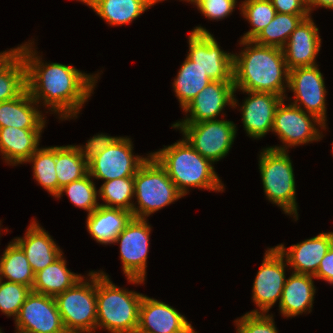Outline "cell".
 I'll use <instances>...</instances> for the list:
<instances>
[{
	"mask_svg": "<svg viewBox=\"0 0 333 333\" xmlns=\"http://www.w3.org/2000/svg\"><path fill=\"white\" fill-rule=\"evenodd\" d=\"M131 138L118 137L102 153L88 162V173L93 179L105 181L134 177L141 165L149 158L134 155Z\"/></svg>",
	"mask_w": 333,
	"mask_h": 333,
	"instance_id": "7c38bea8",
	"label": "cell"
},
{
	"mask_svg": "<svg viewBox=\"0 0 333 333\" xmlns=\"http://www.w3.org/2000/svg\"><path fill=\"white\" fill-rule=\"evenodd\" d=\"M91 178V175L88 173L83 178L63 186L55 198L59 199L63 196V193H66L72 204L84 209L88 212L87 215H89L100 204L97 202V196H99L98 190H96L95 183Z\"/></svg>",
	"mask_w": 333,
	"mask_h": 333,
	"instance_id": "d590c367",
	"label": "cell"
},
{
	"mask_svg": "<svg viewBox=\"0 0 333 333\" xmlns=\"http://www.w3.org/2000/svg\"><path fill=\"white\" fill-rule=\"evenodd\" d=\"M310 15L276 13L272 21L253 40L256 44L283 48L299 23Z\"/></svg>",
	"mask_w": 333,
	"mask_h": 333,
	"instance_id": "1f68e13d",
	"label": "cell"
},
{
	"mask_svg": "<svg viewBox=\"0 0 333 333\" xmlns=\"http://www.w3.org/2000/svg\"><path fill=\"white\" fill-rule=\"evenodd\" d=\"M243 50L233 53V84L236 91L268 92L287 100L289 69L281 48L240 40ZM285 83V84H284Z\"/></svg>",
	"mask_w": 333,
	"mask_h": 333,
	"instance_id": "7a4b0ae2",
	"label": "cell"
},
{
	"mask_svg": "<svg viewBox=\"0 0 333 333\" xmlns=\"http://www.w3.org/2000/svg\"><path fill=\"white\" fill-rule=\"evenodd\" d=\"M43 129L0 128V153L8 164L25 163L39 148Z\"/></svg>",
	"mask_w": 333,
	"mask_h": 333,
	"instance_id": "cb8c5ba5",
	"label": "cell"
},
{
	"mask_svg": "<svg viewBox=\"0 0 333 333\" xmlns=\"http://www.w3.org/2000/svg\"><path fill=\"white\" fill-rule=\"evenodd\" d=\"M186 333H197V332L194 330V328L192 326Z\"/></svg>",
	"mask_w": 333,
	"mask_h": 333,
	"instance_id": "ee69618b",
	"label": "cell"
},
{
	"mask_svg": "<svg viewBox=\"0 0 333 333\" xmlns=\"http://www.w3.org/2000/svg\"><path fill=\"white\" fill-rule=\"evenodd\" d=\"M132 216L147 219L152 213L184 197L170 179L166 169L151 154L134 176Z\"/></svg>",
	"mask_w": 333,
	"mask_h": 333,
	"instance_id": "5b68a950",
	"label": "cell"
},
{
	"mask_svg": "<svg viewBox=\"0 0 333 333\" xmlns=\"http://www.w3.org/2000/svg\"><path fill=\"white\" fill-rule=\"evenodd\" d=\"M284 101L285 99L280 102L275 111L272 127V132L276 133L283 146H270L269 148L288 151V148L292 146L320 141L324 135L315 126L318 125L323 129V122L315 115L307 113L291 103L285 105Z\"/></svg>",
	"mask_w": 333,
	"mask_h": 333,
	"instance_id": "30bf717a",
	"label": "cell"
},
{
	"mask_svg": "<svg viewBox=\"0 0 333 333\" xmlns=\"http://www.w3.org/2000/svg\"><path fill=\"white\" fill-rule=\"evenodd\" d=\"M259 169L267 199L297 221L295 175L288 151L269 147L262 149L259 155Z\"/></svg>",
	"mask_w": 333,
	"mask_h": 333,
	"instance_id": "8992f818",
	"label": "cell"
},
{
	"mask_svg": "<svg viewBox=\"0 0 333 333\" xmlns=\"http://www.w3.org/2000/svg\"><path fill=\"white\" fill-rule=\"evenodd\" d=\"M132 217L130 211L99 205L87 215L86 227L97 243L113 244L117 235L124 230Z\"/></svg>",
	"mask_w": 333,
	"mask_h": 333,
	"instance_id": "d4e9b609",
	"label": "cell"
},
{
	"mask_svg": "<svg viewBox=\"0 0 333 333\" xmlns=\"http://www.w3.org/2000/svg\"><path fill=\"white\" fill-rule=\"evenodd\" d=\"M0 279V311L14 320L32 289L20 283Z\"/></svg>",
	"mask_w": 333,
	"mask_h": 333,
	"instance_id": "8d00e7d4",
	"label": "cell"
},
{
	"mask_svg": "<svg viewBox=\"0 0 333 333\" xmlns=\"http://www.w3.org/2000/svg\"><path fill=\"white\" fill-rule=\"evenodd\" d=\"M187 58L200 67L212 81H233V53L221 50L215 37L202 26L188 36Z\"/></svg>",
	"mask_w": 333,
	"mask_h": 333,
	"instance_id": "8fae6325",
	"label": "cell"
},
{
	"mask_svg": "<svg viewBox=\"0 0 333 333\" xmlns=\"http://www.w3.org/2000/svg\"><path fill=\"white\" fill-rule=\"evenodd\" d=\"M18 333H67L55 297L31 291L15 319Z\"/></svg>",
	"mask_w": 333,
	"mask_h": 333,
	"instance_id": "9a60e30c",
	"label": "cell"
},
{
	"mask_svg": "<svg viewBox=\"0 0 333 333\" xmlns=\"http://www.w3.org/2000/svg\"><path fill=\"white\" fill-rule=\"evenodd\" d=\"M262 264L257 271L253 287L252 300L258 309L247 313H266L282 296L286 282L285 268L288 263L277 247L267 248Z\"/></svg>",
	"mask_w": 333,
	"mask_h": 333,
	"instance_id": "4fadbf2b",
	"label": "cell"
},
{
	"mask_svg": "<svg viewBox=\"0 0 333 333\" xmlns=\"http://www.w3.org/2000/svg\"><path fill=\"white\" fill-rule=\"evenodd\" d=\"M242 92L249 95L240 107L243 128L250 138H263L272 131L275 111L284 98L268 92Z\"/></svg>",
	"mask_w": 333,
	"mask_h": 333,
	"instance_id": "ac0fdd59",
	"label": "cell"
},
{
	"mask_svg": "<svg viewBox=\"0 0 333 333\" xmlns=\"http://www.w3.org/2000/svg\"><path fill=\"white\" fill-rule=\"evenodd\" d=\"M151 229L147 219L132 217L114 240L120 245L123 273L131 284L145 281Z\"/></svg>",
	"mask_w": 333,
	"mask_h": 333,
	"instance_id": "9c48e42d",
	"label": "cell"
},
{
	"mask_svg": "<svg viewBox=\"0 0 333 333\" xmlns=\"http://www.w3.org/2000/svg\"><path fill=\"white\" fill-rule=\"evenodd\" d=\"M239 318L234 321L236 333H278L272 314L245 313Z\"/></svg>",
	"mask_w": 333,
	"mask_h": 333,
	"instance_id": "74e56055",
	"label": "cell"
},
{
	"mask_svg": "<svg viewBox=\"0 0 333 333\" xmlns=\"http://www.w3.org/2000/svg\"><path fill=\"white\" fill-rule=\"evenodd\" d=\"M180 1H207V0H180Z\"/></svg>",
	"mask_w": 333,
	"mask_h": 333,
	"instance_id": "f6af8a7d",
	"label": "cell"
},
{
	"mask_svg": "<svg viewBox=\"0 0 333 333\" xmlns=\"http://www.w3.org/2000/svg\"><path fill=\"white\" fill-rule=\"evenodd\" d=\"M38 107L27 88L18 97L0 102V128L44 129L47 122Z\"/></svg>",
	"mask_w": 333,
	"mask_h": 333,
	"instance_id": "7402d4cb",
	"label": "cell"
},
{
	"mask_svg": "<svg viewBox=\"0 0 333 333\" xmlns=\"http://www.w3.org/2000/svg\"><path fill=\"white\" fill-rule=\"evenodd\" d=\"M63 254L47 267L35 274L32 291L56 297L73 287L83 278L81 274L71 272L66 265Z\"/></svg>",
	"mask_w": 333,
	"mask_h": 333,
	"instance_id": "83f0119b",
	"label": "cell"
},
{
	"mask_svg": "<svg viewBox=\"0 0 333 333\" xmlns=\"http://www.w3.org/2000/svg\"><path fill=\"white\" fill-rule=\"evenodd\" d=\"M294 92L291 104L303 111L315 115L326 129V88L323 74L314 66L296 67L289 70L288 88ZM303 106V107H302Z\"/></svg>",
	"mask_w": 333,
	"mask_h": 333,
	"instance_id": "5bb4252c",
	"label": "cell"
},
{
	"mask_svg": "<svg viewBox=\"0 0 333 333\" xmlns=\"http://www.w3.org/2000/svg\"><path fill=\"white\" fill-rule=\"evenodd\" d=\"M77 1H80V2H82V3H86V2H88L89 0H77Z\"/></svg>",
	"mask_w": 333,
	"mask_h": 333,
	"instance_id": "bcb514c9",
	"label": "cell"
},
{
	"mask_svg": "<svg viewBox=\"0 0 333 333\" xmlns=\"http://www.w3.org/2000/svg\"><path fill=\"white\" fill-rule=\"evenodd\" d=\"M176 76L172 87L182 110L212 81L206 72L187 57Z\"/></svg>",
	"mask_w": 333,
	"mask_h": 333,
	"instance_id": "f546056e",
	"label": "cell"
},
{
	"mask_svg": "<svg viewBox=\"0 0 333 333\" xmlns=\"http://www.w3.org/2000/svg\"><path fill=\"white\" fill-rule=\"evenodd\" d=\"M32 163L33 177L54 197L58 194V179L55 170V146L38 148L25 163Z\"/></svg>",
	"mask_w": 333,
	"mask_h": 333,
	"instance_id": "d6a6232c",
	"label": "cell"
},
{
	"mask_svg": "<svg viewBox=\"0 0 333 333\" xmlns=\"http://www.w3.org/2000/svg\"><path fill=\"white\" fill-rule=\"evenodd\" d=\"M196 5L197 9L210 20H221L227 18L234 11L237 0H207L187 1Z\"/></svg>",
	"mask_w": 333,
	"mask_h": 333,
	"instance_id": "f35d334b",
	"label": "cell"
},
{
	"mask_svg": "<svg viewBox=\"0 0 333 333\" xmlns=\"http://www.w3.org/2000/svg\"><path fill=\"white\" fill-rule=\"evenodd\" d=\"M320 48L319 28L310 15L299 23L282 48L288 69L317 65Z\"/></svg>",
	"mask_w": 333,
	"mask_h": 333,
	"instance_id": "d6986e66",
	"label": "cell"
},
{
	"mask_svg": "<svg viewBox=\"0 0 333 333\" xmlns=\"http://www.w3.org/2000/svg\"><path fill=\"white\" fill-rule=\"evenodd\" d=\"M333 244V232L319 233L285 248L284 244L277 245V249L286 258L290 271L315 276L322 258Z\"/></svg>",
	"mask_w": 333,
	"mask_h": 333,
	"instance_id": "ffe728a7",
	"label": "cell"
},
{
	"mask_svg": "<svg viewBox=\"0 0 333 333\" xmlns=\"http://www.w3.org/2000/svg\"><path fill=\"white\" fill-rule=\"evenodd\" d=\"M313 279L314 276L295 272L286 279L279 303L280 313L284 317L292 318L312 311L316 293Z\"/></svg>",
	"mask_w": 333,
	"mask_h": 333,
	"instance_id": "603a6c76",
	"label": "cell"
},
{
	"mask_svg": "<svg viewBox=\"0 0 333 333\" xmlns=\"http://www.w3.org/2000/svg\"><path fill=\"white\" fill-rule=\"evenodd\" d=\"M277 13L310 15L305 0H270Z\"/></svg>",
	"mask_w": 333,
	"mask_h": 333,
	"instance_id": "60d3db41",
	"label": "cell"
},
{
	"mask_svg": "<svg viewBox=\"0 0 333 333\" xmlns=\"http://www.w3.org/2000/svg\"><path fill=\"white\" fill-rule=\"evenodd\" d=\"M161 0H89L85 4L92 8L111 26L130 24L150 7Z\"/></svg>",
	"mask_w": 333,
	"mask_h": 333,
	"instance_id": "484cf974",
	"label": "cell"
},
{
	"mask_svg": "<svg viewBox=\"0 0 333 333\" xmlns=\"http://www.w3.org/2000/svg\"><path fill=\"white\" fill-rule=\"evenodd\" d=\"M13 240L22 248L34 274L63 254L51 235L35 219L28 226L24 237Z\"/></svg>",
	"mask_w": 333,
	"mask_h": 333,
	"instance_id": "44dd1931",
	"label": "cell"
},
{
	"mask_svg": "<svg viewBox=\"0 0 333 333\" xmlns=\"http://www.w3.org/2000/svg\"><path fill=\"white\" fill-rule=\"evenodd\" d=\"M241 2L240 14L252 26V29L244 33L241 40H254L272 21L277 12L270 0H244Z\"/></svg>",
	"mask_w": 333,
	"mask_h": 333,
	"instance_id": "e575fe53",
	"label": "cell"
},
{
	"mask_svg": "<svg viewBox=\"0 0 333 333\" xmlns=\"http://www.w3.org/2000/svg\"><path fill=\"white\" fill-rule=\"evenodd\" d=\"M118 137H112L107 134H97L90 138L85 146L77 145L82 157L89 162L91 159L96 157L98 154L102 153L107 147H109L112 142H114Z\"/></svg>",
	"mask_w": 333,
	"mask_h": 333,
	"instance_id": "ab89813d",
	"label": "cell"
},
{
	"mask_svg": "<svg viewBox=\"0 0 333 333\" xmlns=\"http://www.w3.org/2000/svg\"><path fill=\"white\" fill-rule=\"evenodd\" d=\"M98 195L105 202L99 205L132 212V207L135 205L132 202L134 197V177L105 181L98 190Z\"/></svg>",
	"mask_w": 333,
	"mask_h": 333,
	"instance_id": "836d02e7",
	"label": "cell"
},
{
	"mask_svg": "<svg viewBox=\"0 0 333 333\" xmlns=\"http://www.w3.org/2000/svg\"><path fill=\"white\" fill-rule=\"evenodd\" d=\"M237 124L229 120H205L198 123H174L186 141L204 158L213 164L230 151L236 134Z\"/></svg>",
	"mask_w": 333,
	"mask_h": 333,
	"instance_id": "ba28073f",
	"label": "cell"
},
{
	"mask_svg": "<svg viewBox=\"0 0 333 333\" xmlns=\"http://www.w3.org/2000/svg\"><path fill=\"white\" fill-rule=\"evenodd\" d=\"M0 257V279L20 283L32 289L35 274L22 248L14 241L8 243Z\"/></svg>",
	"mask_w": 333,
	"mask_h": 333,
	"instance_id": "f1b7e54d",
	"label": "cell"
},
{
	"mask_svg": "<svg viewBox=\"0 0 333 333\" xmlns=\"http://www.w3.org/2000/svg\"><path fill=\"white\" fill-rule=\"evenodd\" d=\"M314 278L324 280L333 285V244L322 258Z\"/></svg>",
	"mask_w": 333,
	"mask_h": 333,
	"instance_id": "b9f144b4",
	"label": "cell"
},
{
	"mask_svg": "<svg viewBox=\"0 0 333 333\" xmlns=\"http://www.w3.org/2000/svg\"><path fill=\"white\" fill-rule=\"evenodd\" d=\"M191 327L186 317L169 304L143 296L136 333H186Z\"/></svg>",
	"mask_w": 333,
	"mask_h": 333,
	"instance_id": "e0dca14e",
	"label": "cell"
},
{
	"mask_svg": "<svg viewBox=\"0 0 333 333\" xmlns=\"http://www.w3.org/2000/svg\"><path fill=\"white\" fill-rule=\"evenodd\" d=\"M73 287L55 297L67 333L97 330L96 271H90ZM86 278V279H84Z\"/></svg>",
	"mask_w": 333,
	"mask_h": 333,
	"instance_id": "52a82bcc",
	"label": "cell"
},
{
	"mask_svg": "<svg viewBox=\"0 0 333 333\" xmlns=\"http://www.w3.org/2000/svg\"><path fill=\"white\" fill-rule=\"evenodd\" d=\"M26 86V65L17 48L0 53V102L18 97Z\"/></svg>",
	"mask_w": 333,
	"mask_h": 333,
	"instance_id": "4316f807",
	"label": "cell"
},
{
	"mask_svg": "<svg viewBox=\"0 0 333 333\" xmlns=\"http://www.w3.org/2000/svg\"><path fill=\"white\" fill-rule=\"evenodd\" d=\"M233 81H210L205 88L183 109L186 118L175 123H198L216 120L226 105L236 107L238 100L234 97ZM190 113V115L188 114ZM189 115V116H187Z\"/></svg>",
	"mask_w": 333,
	"mask_h": 333,
	"instance_id": "2e32d148",
	"label": "cell"
},
{
	"mask_svg": "<svg viewBox=\"0 0 333 333\" xmlns=\"http://www.w3.org/2000/svg\"><path fill=\"white\" fill-rule=\"evenodd\" d=\"M143 296L119 288L104 271L96 272L97 328L110 333H136Z\"/></svg>",
	"mask_w": 333,
	"mask_h": 333,
	"instance_id": "277c9868",
	"label": "cell"
},
{
	"mask_svg": "<svg viewBox=\"0 0 333 333\" xmlns=\"http://www.w3.org/2000/svg\"><path fill=\"white\" fill-rule=\"evenodd\" d=\"M55 170L60 189L88 174V162L77 145L55 146Z\"/></svg>",
	"mask_w": 333,
	"mask_h": 333,
	"instance_id": "4dcf8cb0",
	"label": "cell"
},
{
	"mask_svg": "<svg viewBox=\"0 0 333 333\" xmlns=\"http://www.w3.org/2000/svg\"><path fill=\"white\" fill-rule=\"evenodd\" d=\"M305 3L309 14L317 7L333 10V0H305Z\"/></svg>",
	"mask_w": 333,
	"mask_h": 333,
	"instance_id": "7bdbcfd3",
	"label": "cell"
},
{
	"mask_svg": "<svg viewBox=\"0 0 333 333\" xmlns=\"http://www.w3.org/2000/svg\"><path fill=\"white\" fill-rule=\"evenodd\" d=\"M33 45L34 42H25L16 47L25 61L26 86L31 97L58 113L60 120L77 118L91 97L99 74L82 73L72 65L44 63Z\"/></svg>",
	"mask_w": 333,
	"mask_h": 333,
	"instance_id": "6da1fadb",
	"label": "cell"
},
{
	"mask_svg": "<svg viewBox=\"0 0 333 333\" xmlns=\"http://www.w3.org/2000/svg\"><path fill=\"white\" fill-rule=\"evenodd\" d=\"M151 154L166 169L183 196L188 194L192 187L215 192H223L225 189L213 163L201 156L184 137Z\"/></svg>",
	"mask_w": 333,
	"mask_h": 333,
	"instance_id": "3957f363",
	"label": "cell"
}]
</instances>
